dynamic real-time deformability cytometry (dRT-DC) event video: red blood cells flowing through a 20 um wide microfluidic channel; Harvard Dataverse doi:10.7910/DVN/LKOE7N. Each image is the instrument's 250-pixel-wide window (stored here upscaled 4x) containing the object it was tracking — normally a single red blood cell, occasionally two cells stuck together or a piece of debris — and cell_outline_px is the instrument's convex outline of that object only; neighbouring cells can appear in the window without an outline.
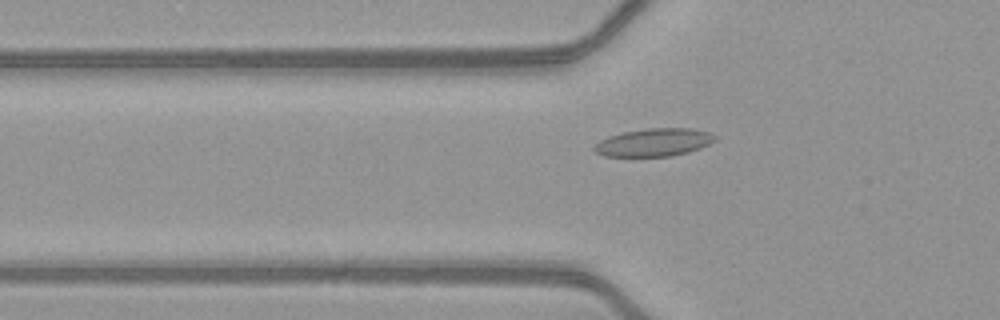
{"species": "common noctule bat (a hibernating species)", "species_latin": "Nyctalus noctula", "temperature_condition": "warm", "stored_images_in_passage": 51, "camera_frame_rate_fps": 3000, "um_per_image_px": 0.085, "animal": {"sex": "female", "body_mass_g": 21.9}, "frame": {"image": 1, "passage_image": 18, "time_ms": 5.667, "image_size_px": [1000, 320], "cell_outline_px": [[716, 140], [700, 148], [688, 152], [672, 156], [604, 156], [596, 152], [592, 148], [600, 140], [608, 136], [624, 132], [648, 128], [692, 128], [708, 132], [716, 136]], "centroid_in_image_um": [55.59, 12.1], "position_along_channel_um": 70.2, "area_um2": 19.54}}
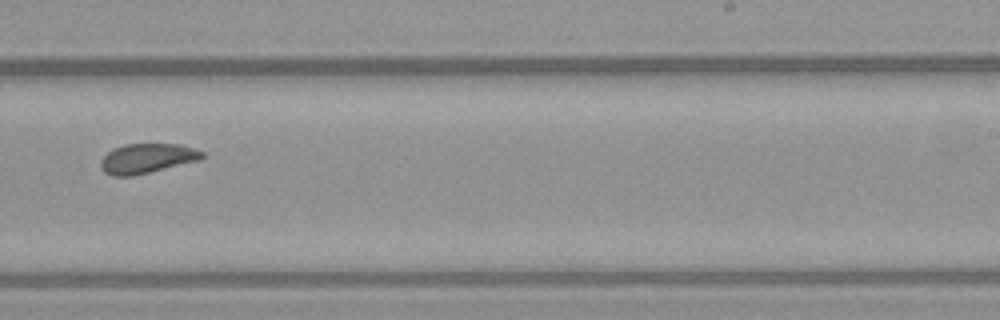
{"frame": {"image": 2, "passage_image": 33, "time_ms": 10.667, "image_size_px": [1000, 320], "cell_outline_px": [[204, 156], [200, 160], [132, 176], [112, 176], [104, 172], [100, 168], [100, 160], [112, 148], [124, 144], [180, 144], [204, 152]], "centroid_in_image_um": [12.46, 13.46], "position_along_channel_um": 276.5, "area_um2": 17.57}}
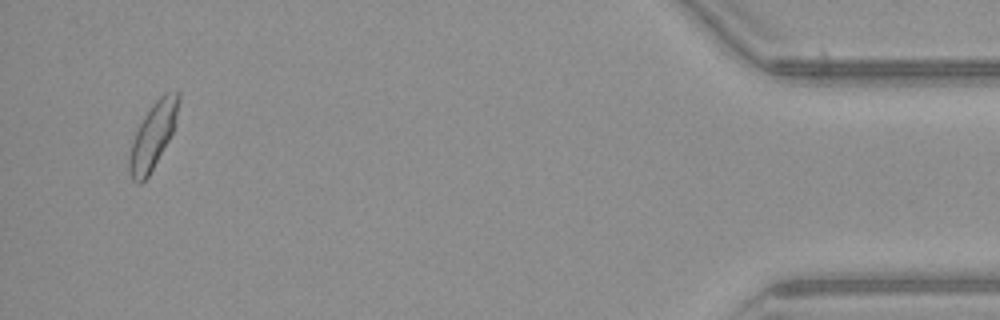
{"frame": {"image": 3, "passage_image": 49, "time_ms": 16.0, "image_size_px": [1000, 320], "cell_outline_px": [[180, 100], [176, 124], [168, 140], [148, 176], [140, 184], [132, 180], [128, 168], [128, 160], [132, 144], [136, 132], [144, 116], [152, 104], [164, 92], [180, 92]], "centroid_in_image_um": [13.01, 11.5], "position_along_channel_um": 422.2, "area_um2": 18.61}, "authors_computed_cell_mechanics": {"area_um2": 18.3226, "velocity_mm_per_s": 4.1221, "shape_relaxation_time_tau1_ms": 4.9587, "shape_relaxation_time_tau2_ms": 0.6182, "deformation_change_tau1": 0.1302, "deformation_change_tau2": 0.0529}}